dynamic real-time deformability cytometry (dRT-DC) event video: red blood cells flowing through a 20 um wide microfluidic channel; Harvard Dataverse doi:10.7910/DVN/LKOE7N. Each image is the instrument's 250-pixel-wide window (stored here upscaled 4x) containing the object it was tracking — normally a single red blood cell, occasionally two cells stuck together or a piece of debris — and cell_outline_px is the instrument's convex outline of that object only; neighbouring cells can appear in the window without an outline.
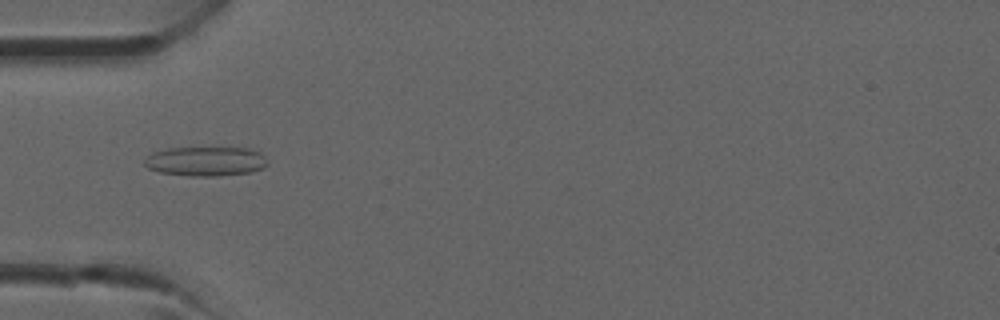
{"species": "common noctule bat (a hibernating species)", "species_latin": "Nyctalus noctula", "temperature_condition": "room temperature", "stored_images_in_passage": 41, "camera_frame_rate_fps": 3000, "um_per_image_px": 0.085, "animal": {"sex": "male", "forearm_length_mm": 52.5}, "frame": {"image": 1, "passage_image": 13, "time_ms": 4.0, "image_size_px": [1000, 320], "cell_outline_px": [[268, 164], [264, 168], [248, 172], [220, 176], [188, 176], [160, 172], [148, 168], [144, 164], [144, 160], [152, 152], [168, 148], [248, 148], [260, 152], [264, 156]], "centroid_in_image_um": [17.48, 13.71], "position_along_channel_um": 67.5, "area_um2": 21.1}}
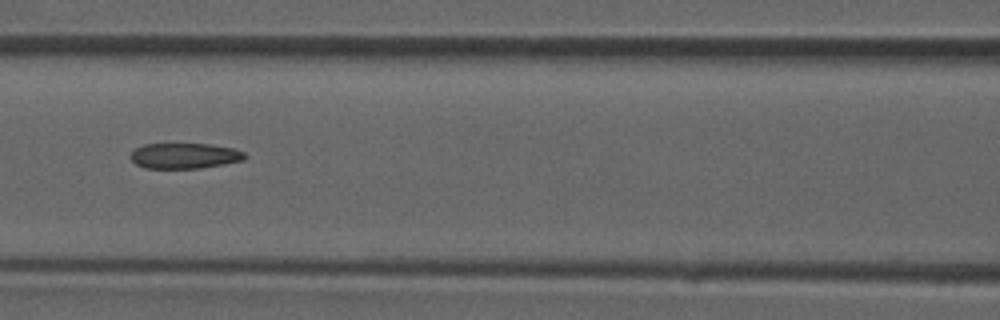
{"frame": {"image": 2, "passage_image": 18, "time_ms": 5.667, "image_size_px": [1000, 320], "cell_outline_px": [[248, 156], [244, 160], [224, 164], [200, 168], [144, 168], [136, 164], [128, 156], [136, 148], [144, 144], [208, 144], [232, 148], [244, 152]], "centroid_in_image_um": [15.68, 13.24], "position_along_channel_um": 150.9, "area_um2": 16.99}}
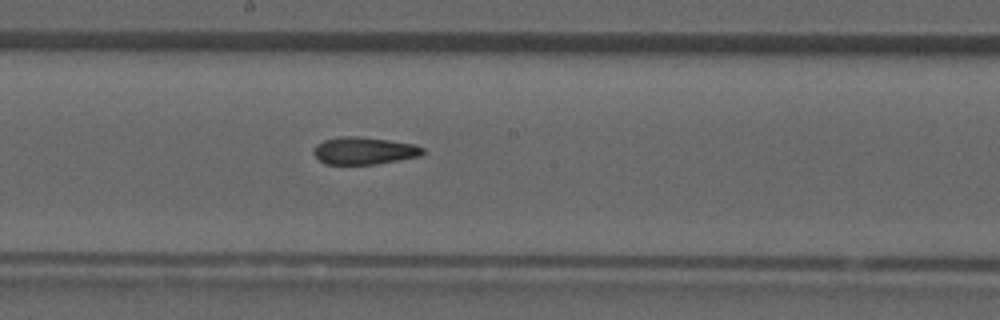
{"frame": {"image": 3, "passage_image": 22, "time_ms": 7.0, "image_size_px": [1000, 320], "cell_outline_px": [[424, 152], [420, 156], [376, 164], [324, 164], [312, 152], [312, 148], [316, 144], [324, 140], [340, 136], [356, 136], [388, 140], [416, 144], [424, 148]], "centroid_in_image_um": [30.93, 12.81], "position_along_channel_um": 217.3, "area_um2": 17.46}}